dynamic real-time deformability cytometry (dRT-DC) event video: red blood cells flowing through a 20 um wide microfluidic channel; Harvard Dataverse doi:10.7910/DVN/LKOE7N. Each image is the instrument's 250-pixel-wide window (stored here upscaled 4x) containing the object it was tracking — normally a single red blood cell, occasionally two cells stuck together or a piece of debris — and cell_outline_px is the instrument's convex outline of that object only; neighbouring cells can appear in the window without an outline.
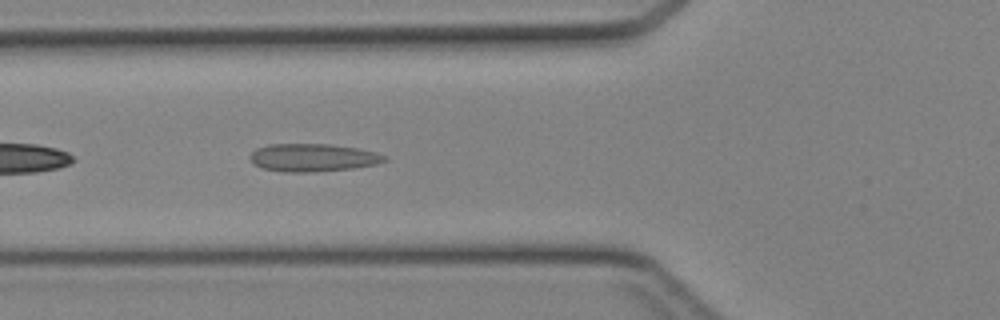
{"species": "Egyptian fruit bat (a non-hibernating species)", "species_latin": "Rousettus aegyptiacus", "temperature_condition": "cold", "stored_images_in_passage": 29, "camera_frame_rate_fps": 3000, "um_per_image_px": 0.085, "animal": {"sex": "female"}, "frame": {"image": 1, "passage_image": 8, "time_ms": 2.333, "image_size_px": [1000, 320], "cell_outline_px": [[388, 160], [376, 164], [352, 168], [308, 172], [284, 172], [264, 168], [252, 164], [248, 156], [256, 148], [268, 144], [328, 144], [356, 148], [376, 152], [384, 156]], "centroid_in_image_um": [26.54, 13.39], "position_along_channel_um": 99.3, "area_um2": 21.73}}
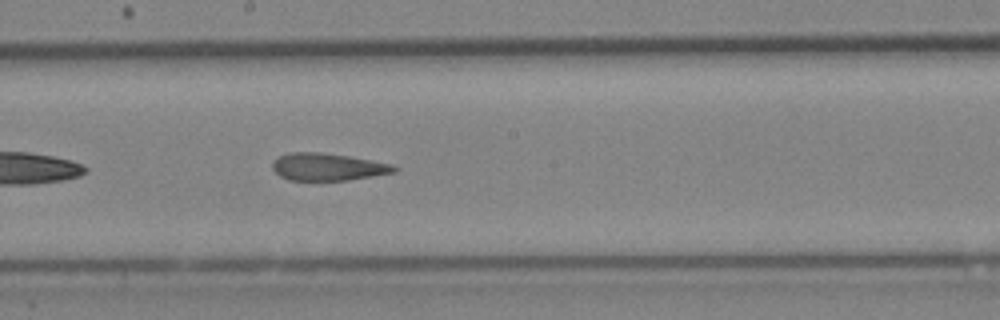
{"frame": {"image": 2, "passage_image": 16, "time_ms": 5.0, "image_size_px": [1000, 320], "cell_outline_px": [[400, 168], [396, 172], [348, 180], [288, 180], [280, 176], [272, 168], [272, 164], [280, 156], [288, 152], [320, 152], [348, 156], [372, 160], [392, 164]], "centroid_in_image_um": [27.88, 14.18], "position_along_channel_um": 220.3, "area_um2": 19.36}}
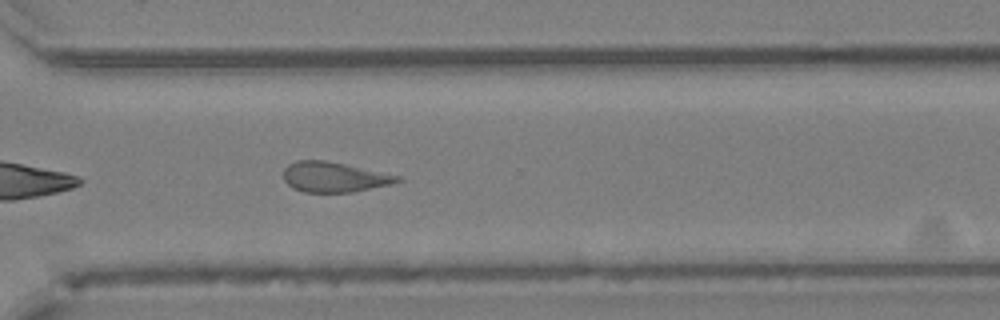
{"frame": {"image": 3, "passage_image": 24, "time_ms": 7.667, "image_size_px": [1000, 320], "cell_outline_px": [[404, 180], [392, 184], [352, 192], [304, 192], [292, 188], [284, 180], [284, 168], [288, 164], [296, 160], [324, 160], [344, 164], [400, 176]], "centroid_in_image_um": [28.38, 15.05], "position_along_channel_um": 342.2, "area_um2": 19.94}}